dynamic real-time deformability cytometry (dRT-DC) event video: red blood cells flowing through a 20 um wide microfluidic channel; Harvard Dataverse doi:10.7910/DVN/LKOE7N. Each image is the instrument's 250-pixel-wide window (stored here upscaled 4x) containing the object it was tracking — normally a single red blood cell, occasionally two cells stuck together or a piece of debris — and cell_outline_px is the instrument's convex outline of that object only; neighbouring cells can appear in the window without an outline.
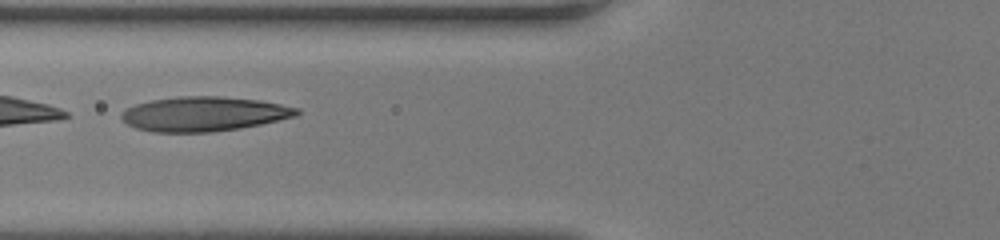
{"species": "human", "species_latin": "Homo sapiens", "temperature_condition": "room temperature", "stored_images_in_passage": 40, "camera_frame_rate_fps": 3000, "um_per_image_px": 0.085, "donor": {"sex": "female"}, "frame": {"image": 1, "passage_image": 11, "time_ms": 3.333, "image_size_px": [1000, 240], "cell_outline_px": [[300, 112], [296, 116], [260, 124], [240, 128], [212, 132], [152, 132], [136, 128], [128, 124], [120, 116], [128, 108], [136, 104], [152, 100], [180, 96], [220, 96], [260, 100], [300, 108]], "centroid_in_image_um": [17.35, 9.68], "position_along_channel_um": 108.4, "area_um2": 35.14}}
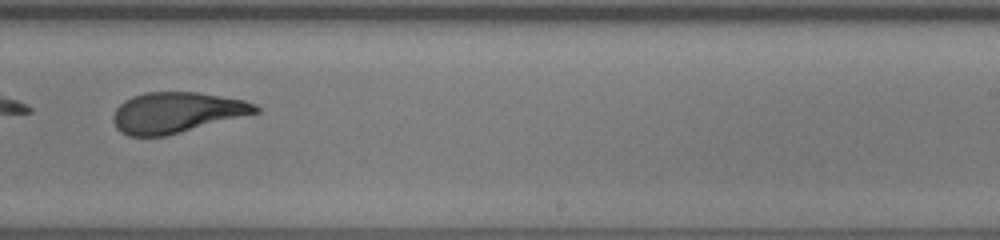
{"frame": {"image": 2, "passage_image": 23, "time_ms": 7.333, "image_size_px": [1000, 240], "cell_outline_px": [[260, 112], [164, 136], [128, 136], [120, 132], [116, 128], [112, 120], [112, 116], [116, 108], [124, 100], [132, 96], [144, 92], [200, 92], [244, 100], [256, 104], [260, 108]], "centroid_in_image_um": [14.98, 9.55], "position_along_channel_um": 274.0, "area_um2": 33.76}}
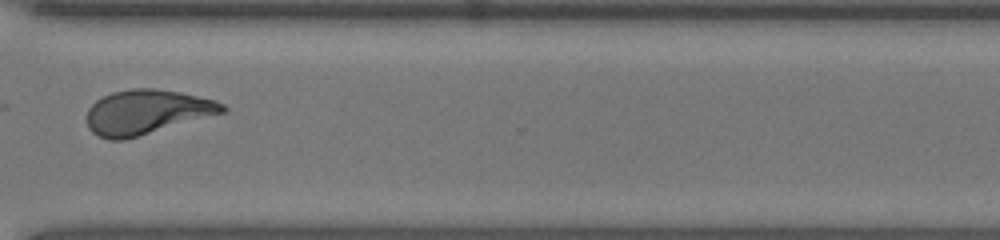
{"frame": {"image": 3, "passage_image": 29, "time_ms": 9.333, "image_size_px": [1000, 240], "cell_outline_px": [[228, 112], [124, 140], [112, 140], [100, 136], [92, 132], [88, 128], [84, 116], [88, 108], [96, 100], [112, 92], [132, 88], [156, 88], [180, 92], [216, 100], [224, 104], [228, 108]], "centroid_in_image_um": [12.48, 9.52], "position_along_channel_um": 358.1, "area_um2": 35.66}, "authors_computed_cell_mechanics": {"area_um2": 35.0557, "velocity_mm_per_s": 4.1436, "shape_relaxation_time_tau1_ms": 1.7461, "shape_relaxation_time_tau2_ms": 1.8276, "deformation_change_tau1": 0.2943, "deformation_change_tau2": 0.104}}